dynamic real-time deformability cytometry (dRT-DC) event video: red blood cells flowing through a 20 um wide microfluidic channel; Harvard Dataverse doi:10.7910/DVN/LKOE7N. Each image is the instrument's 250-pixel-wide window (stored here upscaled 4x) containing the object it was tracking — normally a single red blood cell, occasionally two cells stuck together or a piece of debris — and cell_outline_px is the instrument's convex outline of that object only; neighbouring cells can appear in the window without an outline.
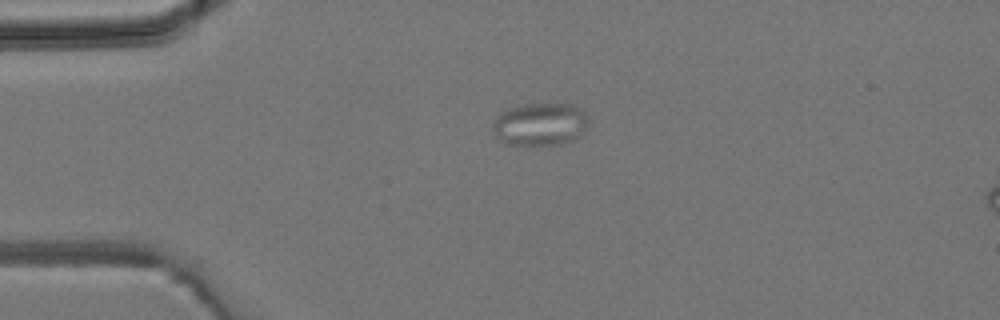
{"species": "common noctule bat (a hibernating species)", "species_latin": "Nyctalus noctula", "temperature_condition": "room temperature", "stored_images_in_passage": 3, "camera_frame_rate_fps": 3000, "um_per_image_px": 0.085, "animal": {"sex": "male", "body_mass_g": 19.2, "forearm_length_mm": 51.8}, "frame": {"image": 1, "passage_image": 1, "time_ms": 0.0, "image_size_px": [1000, 320], "cell_outline_px": [[588, 124], [584, 132], [576, 140], [564, 144], [504, 144], [496, 140], [492, 128], [492, 124], [496, 116], [500, 112], [508, 108], [524, 104], [572, 104], [580, 108], [588, 116]], "centroid_in_image_um": [45.9, 10.56], "position_along_channel_um": 39.1, "area_um2": 24.33}}